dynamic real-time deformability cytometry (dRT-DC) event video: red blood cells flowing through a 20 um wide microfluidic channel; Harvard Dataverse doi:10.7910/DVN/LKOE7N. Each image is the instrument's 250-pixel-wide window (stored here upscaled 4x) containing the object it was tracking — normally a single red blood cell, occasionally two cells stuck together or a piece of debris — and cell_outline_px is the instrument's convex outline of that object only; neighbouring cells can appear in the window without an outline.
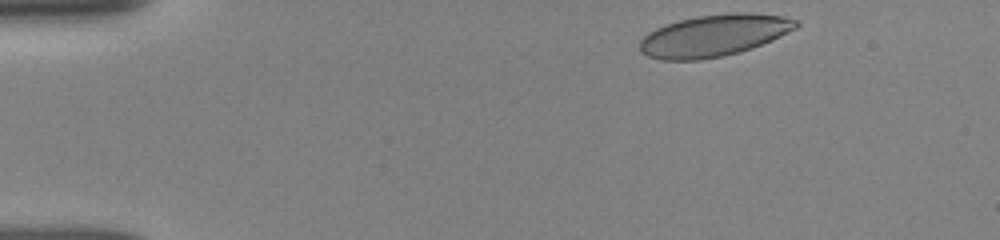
{"species": "human", "species_latin": "Homo sapiens", "temperature_condition": "room temperature", "stored_images_in_passage": 51, "camera_frame_rate_fps": 3000, "um_per_image_px": 0.085, "donor": {"sex": "female"}, "frame": {"image": 1, "passage_image": 1, "time_ms": 0.0, "image_size_px": [1000, 240], "cell_outline_px": [[800, 24], [796, 28], [772, 40], [752, 48], [740, 52], [700, 60], [660, 60], [648, 56], [640, 52], [640, 40], [648, 32], [664, 24], [696, 16], [732, 12], [748, 12], [784, 16], [800, 20]], "centroid_in_image_um": [60.69, 3.01], "position_along_channel_um": 24.3, "area_um2": 38.32}}
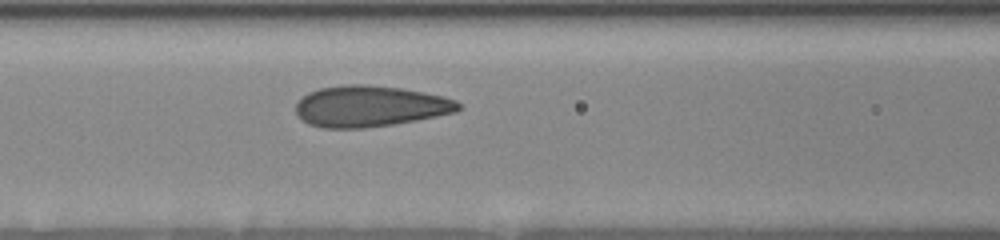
{"frame": {"image": 2, "passage_image": 33, "time_ms": 5.0, "image_size_px": [1000, 240], "cell_outline_px": [[464, 108], [456, 112], [416, 120], [392, 124], [364, 128], [320, 128], [308, 124], [296, 112], [296, 104], [308, 92], [320, 88], [344, 84], [368, 84], [400, 88], [424, 92], [444, 96], [456, 100]], "centroid_in_image_um": [31.47, 9.02], "position_along_channel_um": 135.1, "area_um2": 39.02}}
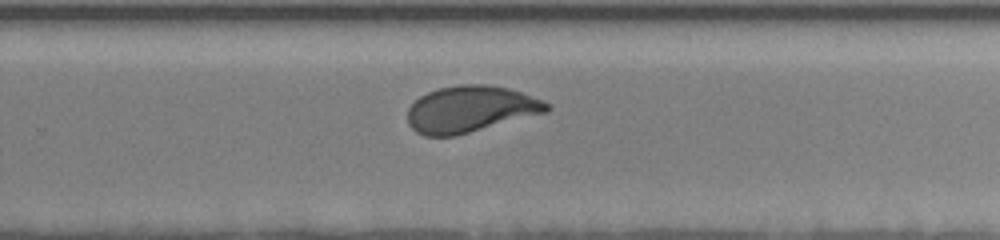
{"frame": {"image": 3, "passage_image": 51, "time_ms": 9.0, "image_size_px": [1000, 240], "cell_outline_px": [[552, 108], [548, 112], [456, 136], [424, 136], [416, 132], [408, 124], [408, 108], [420, 96], [428, 92], [440, 88], [460, 84], [488, 84], [508, 88], [544, 100], [552, 104]], "centroid_in_image_um": [40.02, 9.28], "position_along_channel_um": 289.8, "area_um2": 37.92}}